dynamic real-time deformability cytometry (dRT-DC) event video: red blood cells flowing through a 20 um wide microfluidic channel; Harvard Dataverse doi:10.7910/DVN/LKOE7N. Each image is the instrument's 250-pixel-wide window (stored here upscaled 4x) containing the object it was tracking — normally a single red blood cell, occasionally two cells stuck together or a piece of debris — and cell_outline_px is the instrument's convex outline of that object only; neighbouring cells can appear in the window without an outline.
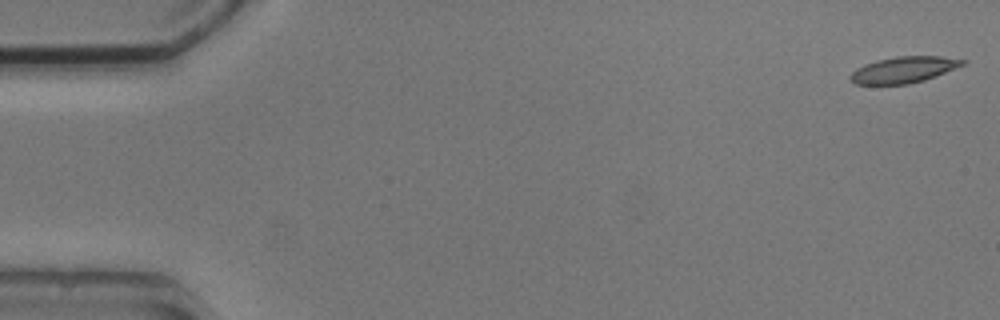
{"species": "common noctule bat (a hibernating species)", "species_latin": "Nyctalus noctula", "temperature_condition": "cold", "stored_images_in_passage": 4, "camera_frame_rate_fps": 3000, "um_per_image_px": 0.085, "animal": {"sex": "male", "body_mass_g": 20.5, "forearm_length_mm": 52.5}, "frame": {"image": 1, "passage_image": 1, "time_ms": 0.0, "image_size_px": [1000, 320], "cell_outline_px": [[968, 60], [964, 64], [936, 76], [924, 80], [908, 84], [856, 84], [848, 80], [848, 76], [856, 68], [864, 64], [876, 60], [896, 56], [940, 56]], "centroid_in_image_um": [76.77, 5.92], "position_along_channel_um": 8.2, "area_um2": 17.22}}